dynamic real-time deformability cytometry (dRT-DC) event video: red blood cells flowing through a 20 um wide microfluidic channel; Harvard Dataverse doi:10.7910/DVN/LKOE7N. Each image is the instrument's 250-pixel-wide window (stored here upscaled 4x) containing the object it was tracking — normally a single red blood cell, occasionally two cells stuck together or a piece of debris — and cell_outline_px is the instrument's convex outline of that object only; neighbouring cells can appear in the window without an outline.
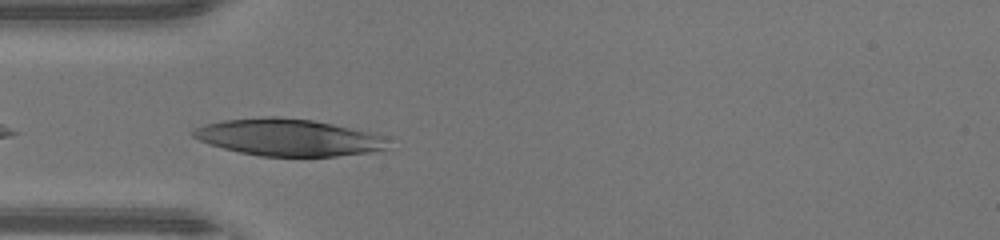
{"species": "human", "species_latin": "Homo sapiens", "temperature_condition": "warm", "stored_images_in_passage": 27, "camera_frame_rate_fps": 3000, "um_per_image_px": 0.085, "donor": {"sex": "male"}, "frame": {"image": 1, "passage_image": 1, "time_ms": 0.0, "image_size_px": [1000, 240], "cell_outline_px": [[384, 148], [368, 152], [336, 156], [260, 156], [240, 152], [208, 144], [192, 136], [192, 128], [204, 124], [224, 120], [268, 116], [276, 116], [312, 120], [332, 124], [364, 132], [376, 136]], "centroid_in_image_um": [24.28, 11.67], "position_along_channel_um": 60.7, "area_um2": 40.75}}
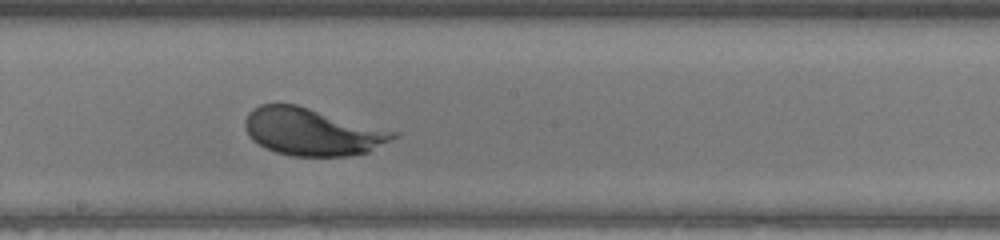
{"frame": {"image": 2, "passage_image": 12, "time_ms": 3.667, "image_size_px": [1000, 240], "cell_outline_px": [[400, 132], [396, 136], [368, 152], [352, 156], [292, 156], [276, 152], [264, 148], [252, 140], [244, 124], [244, 120], [248, 112], [252, 108], [260, 104], [296, 104]], "centroid_in_image_um": [26.51, 11.2], "position_along_channel_um": 221.7, "area_um2": 40.98}}
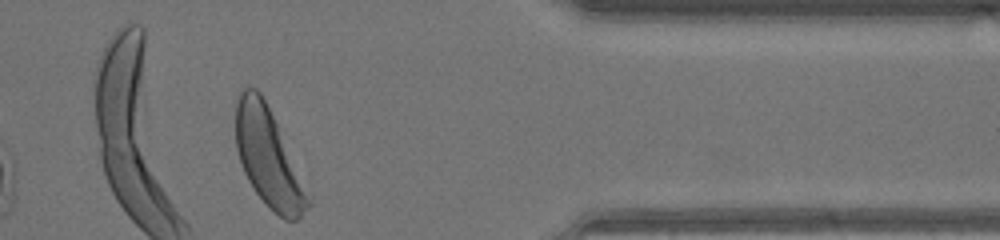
{"frame": {"image": 3, "passage_image": 25, "time_ms": 8.0, "image_size_px": [1000, 240], "cell_outline_px": [[312, 204], [296, 220], [284, 220], [268, 208], [256, 192], [248, 180], [244, 172], [236, 148], [236, 100], [240, 92], [248, 84], [256, 88], [260, 92], [276, 124]], "centroid_in_image_um": [22.76, 13.4], "position_along_channel_um": 388.6, "area_um2": 40.17}, "authors_computed_cell_mechanics": {"area_um2": 40.749, "velocity_mm_per_s": 4.4097, "shape_relaxation_time_tau1_ms": 1.81, "shape_relaxation_time_tau2_ms": null, "deformation_change_tau1": 0.1517, "deformation_change_tau2": null}}